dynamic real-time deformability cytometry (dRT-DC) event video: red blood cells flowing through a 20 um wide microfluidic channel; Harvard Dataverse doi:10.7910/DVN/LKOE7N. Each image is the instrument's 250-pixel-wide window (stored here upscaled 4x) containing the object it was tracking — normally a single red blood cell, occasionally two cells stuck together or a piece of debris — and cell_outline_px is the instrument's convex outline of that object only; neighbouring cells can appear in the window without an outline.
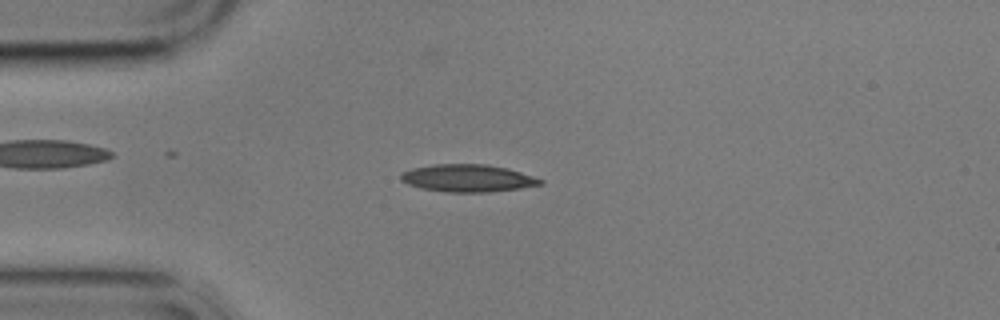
{"species": "common noctule bat (a hibernating species)", "species_latin": "Nyctalus noctula", "temperature_condition": "cold", "stored_images_in_passage": 3, "camera_frame_rate_fps": 3000, "um_per_image_px": 0.085, "animal": {"sex": "male", "body_mass_g": 17.9}, "frame": {"image": 1, "passage_image": 3, "time_ms": 3.0, "image_size_px": [1000, 320], "cell_outline_px": [[544, 184], [520, 188], [488, 192], [448, 192], [420, 188], [408, 184], [400, 180], [400, 172], [412, 168], [436, 164], [488, 164], [508, 168], [544, 180]], "centroid_in_image_um": [39.74, 15.14], "position_along_channel_um": 45.3, "area_um2": 22.37}}